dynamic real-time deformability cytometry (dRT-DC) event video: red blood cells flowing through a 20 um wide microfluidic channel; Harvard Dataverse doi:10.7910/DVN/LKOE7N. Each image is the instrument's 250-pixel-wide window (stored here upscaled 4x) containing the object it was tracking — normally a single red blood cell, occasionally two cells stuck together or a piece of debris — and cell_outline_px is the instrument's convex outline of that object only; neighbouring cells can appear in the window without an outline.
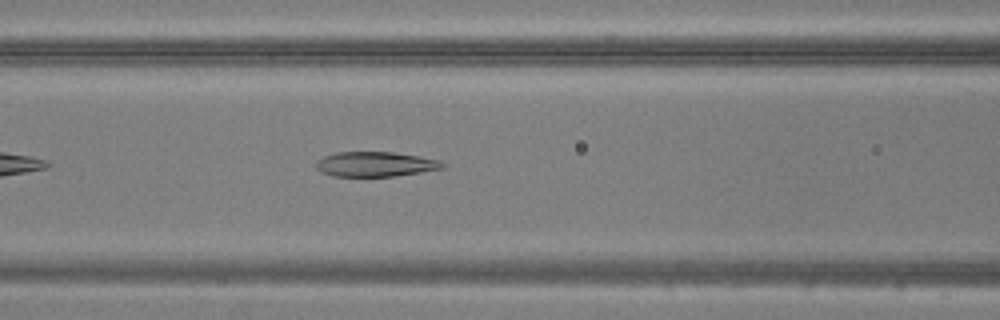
{"species": "common noctule bat (a hibernating species)", "species_latin": "Nyctalus noctula", "temperature_condition": "warm", "stored_images_in_passage": 27, "camera_frame_rate_fps": 3000, "um_per_image_px": 0.085, "animal": {"sex": "male", "body_mass_g": 20.5, "forearm_length_mm": 52.5}, "frame": {"image": 1, "passage_image": 7, "time_ms": 2.0, "image_size_px": [1000, 320], "cell_outline_px": [[444, 168], [420, 172], [392, 176], [332, 176], [320, 172], [316, 168], [316, 160], [324, 156], [336, 152], [392, 152], [440, 160], [444, 164]], "centroid_in_image_um": [31.85, 13.95], "position_along_channel_um": 134.8, "area_um2": 18.21}}
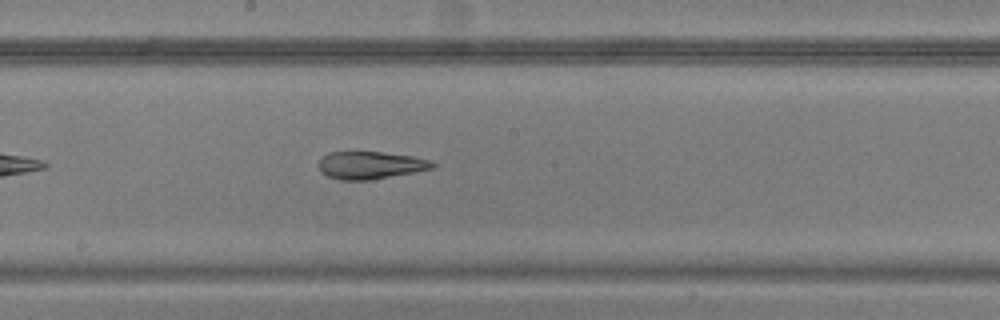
{"frame": {"image": 2, "passage_image": 13, "time_ms": 4.0, "image_size_px": [1000, 320], "cell_outline_px": [[436, 168], [368, 180], [340, 180], [328, 176], [320, 172], [316, 164], [320, 156], [328, 152], [384, 152], [412, 156], [432, 160], [436, 164]], "centroid_in_image_um": [31.44, 14.03], "position_along_channel_um": 216.8, "area_um2": 18.55}}
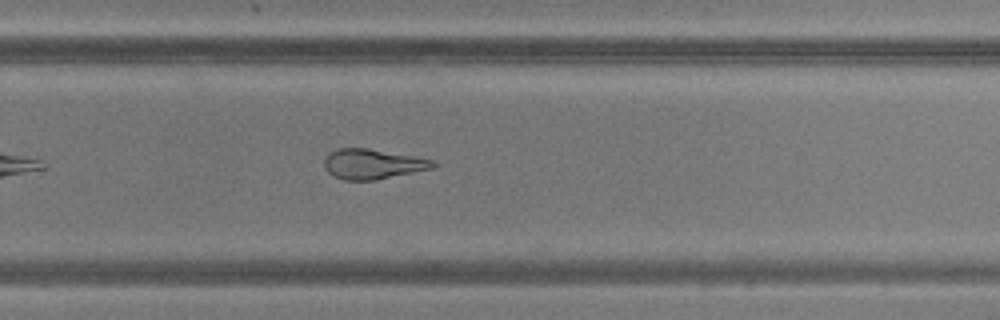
{"frame": {"image": 3, "passage_image": 19, "time_ms": 6.0, "image_size_px": [1000, 320], "cell_outline_px": [[436, 164], [432, 168], [376, 180], [344, 180], [332, 176], [324, 168], [324, 160], [332, 152], [340, 148], [368, 148], [412, 156], [432, 160]], "centroid_in_image_um": [31.63, 13.95], "position_along_channel_um": 298.2, "area_um2": 18.73}}